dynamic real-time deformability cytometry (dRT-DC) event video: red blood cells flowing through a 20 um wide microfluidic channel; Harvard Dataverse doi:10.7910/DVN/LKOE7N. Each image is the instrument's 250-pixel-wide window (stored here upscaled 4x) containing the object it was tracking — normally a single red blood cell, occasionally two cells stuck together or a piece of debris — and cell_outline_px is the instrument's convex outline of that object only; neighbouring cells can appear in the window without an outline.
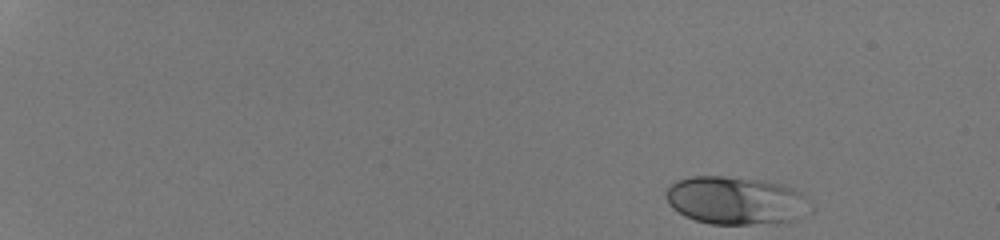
{"species": "human", "species_latin": "Homo sapiens", "temperature_condition": "room temperature", "stored_images_in_passage": 42, "camera_frame_rate_fps": 3000, "um_per_image_px": 0.085, "donor": {"sex": "male"}, "frame": {"image": 1, "passage_image": 1, "time_ms": 0.0, "image_size_px": [1000, 240], "cell_outline_px": [[804, 200], [796, 220], [748, 224], [712, 224], [696, 220], [684, 216], [672, 208], [668, 204], [668, 188], [676, 180], [692, 176], [724, 176], [764, 180], [780, 184], [792, 188], [800, 192], [804, 196]], "centroid_in_image_um": [62.4, 17.02], "position_along_channel_um": 22.6, "area_um2": 39.19}}
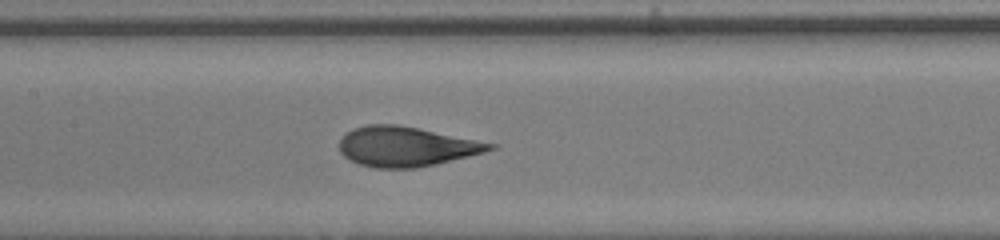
{"frame": {"image": 2, "passage_image": 24, "time_ms": 7.667, "image_size_px": [1000, 240], "cell_outline_px": [[496, 148], [484, 152], [436, 164], [416, 168], [376, 168], [360, 164], [344, 156], [340, 152], [340, 140], [352, 128], [368, 124], [396, 124], [420, 128], [496, 144]], "centroid_in_image_um": [34.52, 12.45], "position_along_channel_um": 172.9, "area_um2": 34.68}}
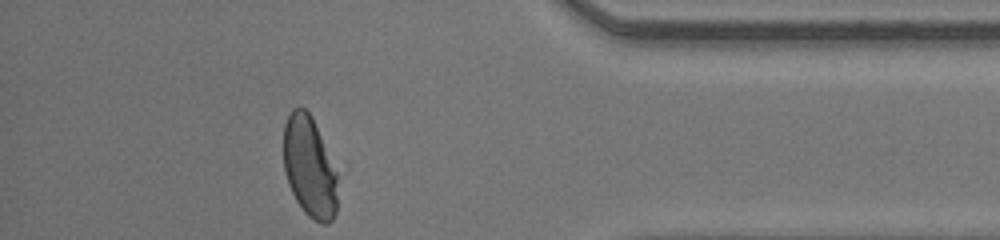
{"frame": {"image": 3, "passage_image": 42, "time_ms": 13.667, "image_size_px": [1000, 240], "cell_outline_px": [[336, 212], [332, 220], [328, 224], [320, 224], [312, 220], [304, 212], [296, 200], [288, 184], [284, 168], [284, 124], [292, 108], [304, 108], [312, 116], [336, 172]], "centroid_in_image_um": [26.29, 14.22], "position_along_channel_um": 408.9, "area_um2": 31.5}, "authors_computed_cell_mechanics": {"area_um2": 34.8823, "velocity_mm_per_s": 4.2789, "shape_relaxation_time_tau1_ms": 3.3436, "shape_relaxation_time_tau2_ms": null, "deformation_change_tau1": 0.1734, "deformation_change_tau2": null}}